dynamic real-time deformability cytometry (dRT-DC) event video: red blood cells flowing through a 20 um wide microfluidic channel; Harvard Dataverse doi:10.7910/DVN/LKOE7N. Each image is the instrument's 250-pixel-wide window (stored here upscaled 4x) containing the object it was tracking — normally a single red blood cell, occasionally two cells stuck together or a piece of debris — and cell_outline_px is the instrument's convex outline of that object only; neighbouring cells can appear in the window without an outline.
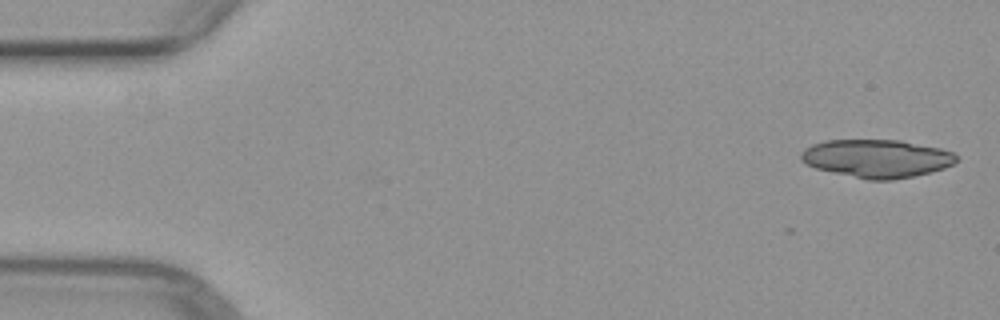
{"species": "common noctule bat (a hibernating species)", "species_latin": "Nyctalus noctula", "temperature_condition": "warm", "stored_images_in_passage": 9, "camera_frame_rate_fps": 3000, "um_per_image_px": 0.085, "animal": {"sex": "female", "body_mass_g": 29.2, "forearm_length_mm": 56.3}, "frame": {"image": 1, "passage_image": 1, "time_ms": 0.0, "image_size_px": [1000, 320], "cell_outline_px": [[956, 160], [952, 164], [944, 168], [912, 176], [892, 180], [868, 180], [816, 168], [800, 160], [800, 152], [804, 148], [812, 144], [828, 140], [900, 140], [940, 148], [952, 152], [956, 156]], "centroid_in_image_um": [74.49, 13.46], "position_along_channel_um": 10.5, "area_um2": 34.22}}